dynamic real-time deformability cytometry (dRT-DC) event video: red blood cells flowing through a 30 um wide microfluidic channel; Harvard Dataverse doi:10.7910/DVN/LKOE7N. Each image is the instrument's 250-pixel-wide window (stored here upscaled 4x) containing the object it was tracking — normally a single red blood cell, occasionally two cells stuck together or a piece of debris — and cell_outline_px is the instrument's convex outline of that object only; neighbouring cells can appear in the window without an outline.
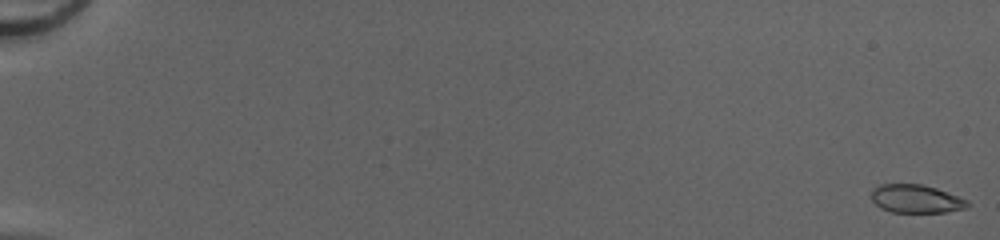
{"species": "common noctule bat (a hibernating species)", "species_latin": "Nyctalus noctula", "temperature_condition": "cold", "stored_images_in_passage": 52, "camera_frame_rate_fps": 3000, "um_per_image_px": 0.085, "animal": {"sex": "female", "body_mass_g": 20.0, "forearm_length_mm": 54.0}, "frame": {"image": 1, "passage_image": 1, "time_ms": 0.0, "image_size_px": [1000, 240], "cell_outline_px": [[972, 204], [968, 208], [944, 212], [892, 212], [880, 208], [872, 200], [872, 188], [880, 184], [920, 184], [936, 188], [968, 200]], "centroid_in_image_um": [77.88, 16.9], "position_along_channel_um": 7.1, "area_um2": 15.9}}
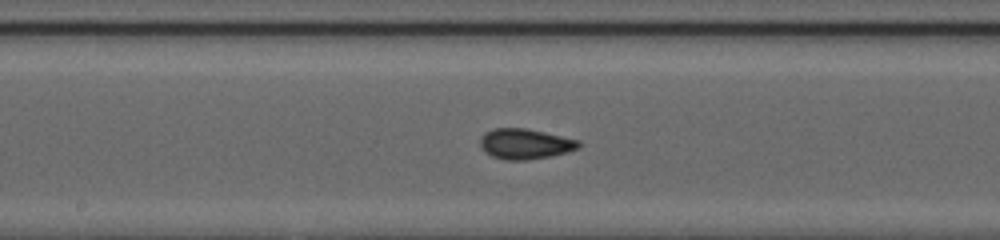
{"frame": {"image": 2, "passage_image": 30, "time_ms": 9.667, "image_size_px": [1000, 240], "cell_outline_px": [[584, 144], [580, 148], [568, 152], [552, 156], [528, 160], [504, 160], [492, 156], [484, 152], [480, 144], [480, 136], [484, 132], [492, 128], [524, 128], [544, 132], [580, 140]], "centroid_in_image_um": [44.65, 12.23], "position_along_channel_um": 203.5, "area_um2": 17.8}}
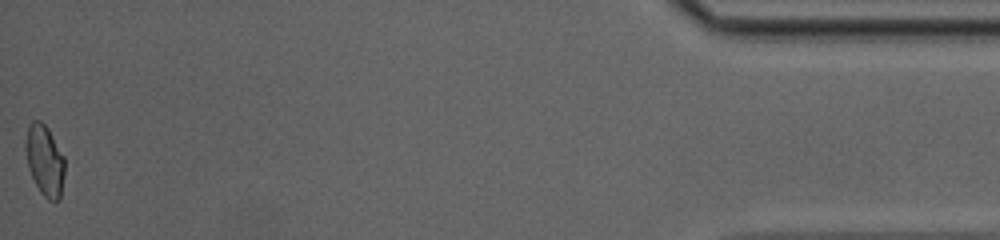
{"frame": {"image": 3, "passage_image": 52, "time_ms": 17.0, "image_size_px": [1000, 240], "cell_outline_px": [[64, 172], [60, 200], [48, 200], [40, 192], [28, 168], [24, 144], [28, 124], [32, 120], [40, 120], [48, 128], [64, 156]], "centroid_in_image_um": [3.78, 13.6], "position_along_channel_um": 431.4, "area_um2": 16.24}, "authors_computed_cell_mechanics": {"area_um2": 16.6753, "velocity_mm_per_s": 4.2263, "shape_relaxation_time_tau1_ms": 7.2743, "shape_relaxation_time_tau2_ms": null, "deformation_change_tau1": 0.1591, "deformation_change_tau2": null}}